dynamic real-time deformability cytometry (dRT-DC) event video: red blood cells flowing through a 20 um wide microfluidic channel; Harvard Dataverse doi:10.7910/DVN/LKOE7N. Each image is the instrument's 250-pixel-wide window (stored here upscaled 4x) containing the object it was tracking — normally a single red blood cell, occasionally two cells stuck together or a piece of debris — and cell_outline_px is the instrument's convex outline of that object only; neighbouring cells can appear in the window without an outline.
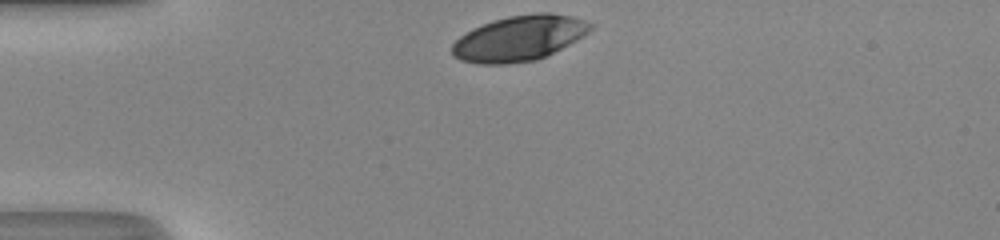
{"species": "human", "species_latin": "Homo sapiens", "temperature_condition": "room temperature", "stored_images_in_passage": 29, "camera_frame_rate_fps": 3000, "um_per_image_px": 0.085, "donor": {"sex": "male"}, "frame": {"image": 1, "passage_image": 1, "time_ms": 0.0, "image_size_px": [1000, 240], "cell_outline_px": [[592, 28], [584, 36], [536, 60], [508, 64], [480, 64], [460, 60], [452, 56], [452, 44], [460, 36], [472, 28], [508, 16], [536, 12], [552, 12], [572, 16], [584, 20], [592, 24]], "centroid_in_image_um": [44.11, 3.24], "position_along_channel_um": 40.9, "area_um2": 36.41}}
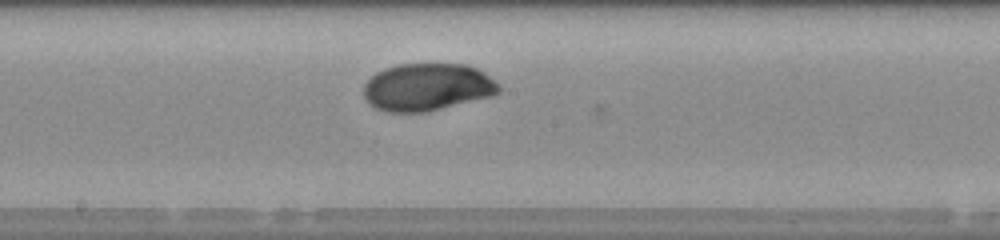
{"frame": {"image": 2, "passage_image": 16, "time_ms": 5.0, "image_size_px": [1000, 240], "cell_outline_px": [[500, 92], [492, 96], [428, 112], [388, 112], [376, 108], [368, 104], [364, 96], [364, 84], [376, 72], [384, 68], [396, 64], [464, 64], [476, 68], [484, 72], [500, 88]], "centroid_in_image_um": [36.28, 7.41], "position_along_channel_um": 211.9, "area_um2": 37.45}}
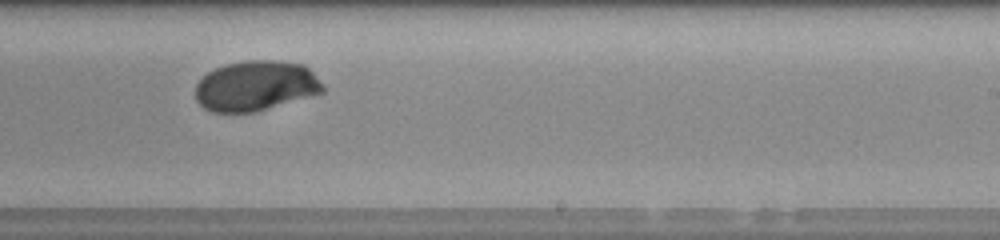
{"frame": {"image": 3, "passage_image": 20, "time_ms": 6.333, "image_size_px": [1000, 240], "cell_outline_px": [[324, 92], [256, 112], [212, 112], [204, 108], [196, 100], [196, 84], [208, 72], [224, 64], [248, 60], [276, 60], [304, 64], [324, 84]], "centroid_in_image_um": [21.75, 7.29], "position_along_channel_um": 267.2, "area_um2": 37.34}, "authors_computed_cell_mechanics": {"area_um2": 37.6856, "velocity_mm_per_s": 4.1647, "shape_relaxation_time_tau1_ms": 2.8469, "shape_relaxation_time_tau2_ms": null, "deformation_change_tau1": 0.1341, "deformation_change_tau2": null}}